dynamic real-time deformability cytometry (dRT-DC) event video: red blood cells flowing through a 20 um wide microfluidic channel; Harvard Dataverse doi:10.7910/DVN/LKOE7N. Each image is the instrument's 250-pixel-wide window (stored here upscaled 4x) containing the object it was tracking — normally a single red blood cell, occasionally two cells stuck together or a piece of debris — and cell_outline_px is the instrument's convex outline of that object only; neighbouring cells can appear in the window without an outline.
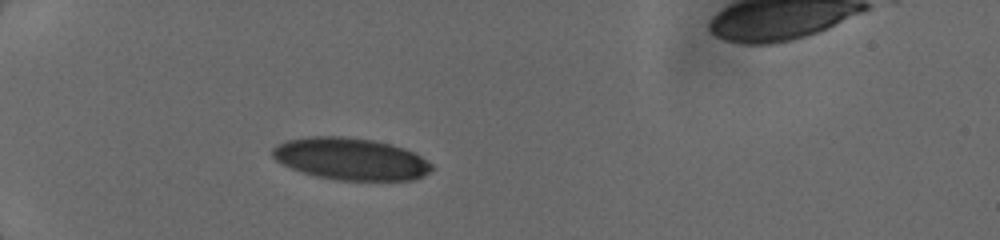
{"species": "human", "species_latin": "Homo sapiens", "temperature_condition": "cold", "stored_images_in_passage": 3, "camera_frame_rate_fps": 3000, "um_per_image_px": 0.085, "donor": {"sex": "female"}, "frame": {"image": 1, "passage_image": 1, "time_ms": 0.0, "image_size_px": [1000, 240], "cell_outline_px": [[432, 172], [416, 180], [336, 180], [316, 176], [300, 172], [276, 160], [272, 156], [272, 148], [276, 144], [284, 140], [308, 136], [344, 136], [372, 140], [404, 148], [420, 156], [432, 164]], "centroid_in_image_um": [29.79, 13.51], "position_along_channel_um": 55.2, "area_um2": 39.19}}
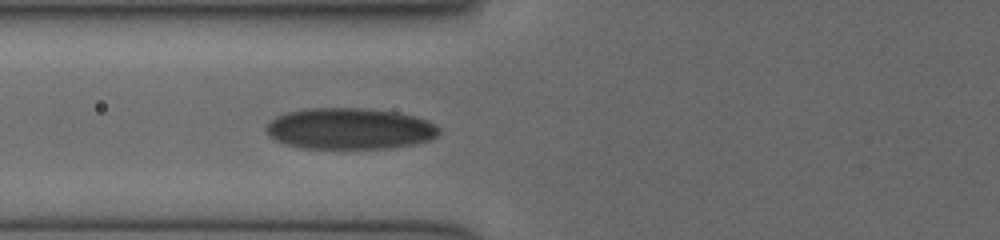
{"frame": {"image": 2, "passage_image": 3, "time_ms": 1.667, "image_size_px": [1000, 240], "cell_outline_px": [[440, 132], [436, 136], [428, 140], [416, 144], [388, 148], [300, 148], [284, 144], [268, 136], [264, 128], [276, 116], [288, 112], [308, 108], [360, 108], [396, 112], [428, 120], [436, 124], [440, 128]], "centroid_in_image_um": [29.71, 10.94], "position_along_channel_um": 96.1, "area_um2": 41.62}}